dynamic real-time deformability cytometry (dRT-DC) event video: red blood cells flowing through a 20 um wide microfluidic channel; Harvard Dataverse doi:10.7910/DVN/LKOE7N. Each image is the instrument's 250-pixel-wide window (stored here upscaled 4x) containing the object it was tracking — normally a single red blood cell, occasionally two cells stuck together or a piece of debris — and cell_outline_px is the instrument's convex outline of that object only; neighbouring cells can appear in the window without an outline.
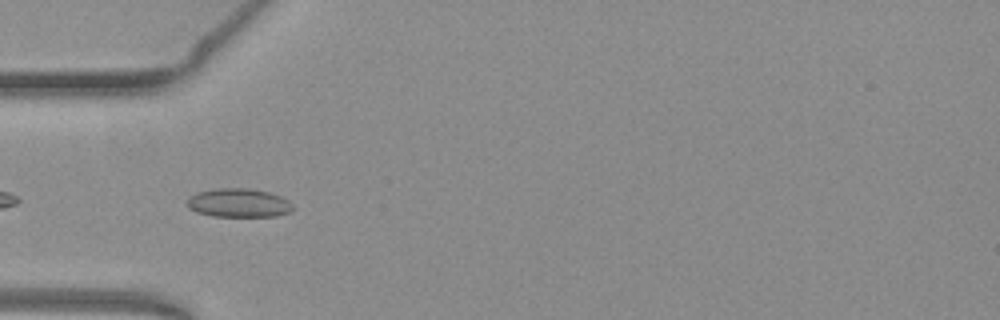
{"species": "common noctule bat (a hibernating species)", "species_latin": "Nyctalus noctula", "temperature_condition": "warm", "stored_images_in_passage": 2, "camera_frame_rate_fps": 3000, "um_per_image_px": 0.085, "animal": {"sex": "female", "body_mass_g": 19.3, "forearm_length_mm": 54.1}, "frame": {"image": 1, "passage_image": 2, "time_ms": 0.333, "image_size_px": [1000, 320], "cell_outline_px": [[296, 208], [288, 212], [276, 216], [212, 216], [196, 212], [188, 208], [184, 204], [188, 196], [196, 192], [216, 188], [248, 188], [268, 192], [280, 196], [288, 200]], "centroid_in_image_um": [20.23, 17.24], "position_along_channel_um": 64.8, "area_um2": 17.98}}